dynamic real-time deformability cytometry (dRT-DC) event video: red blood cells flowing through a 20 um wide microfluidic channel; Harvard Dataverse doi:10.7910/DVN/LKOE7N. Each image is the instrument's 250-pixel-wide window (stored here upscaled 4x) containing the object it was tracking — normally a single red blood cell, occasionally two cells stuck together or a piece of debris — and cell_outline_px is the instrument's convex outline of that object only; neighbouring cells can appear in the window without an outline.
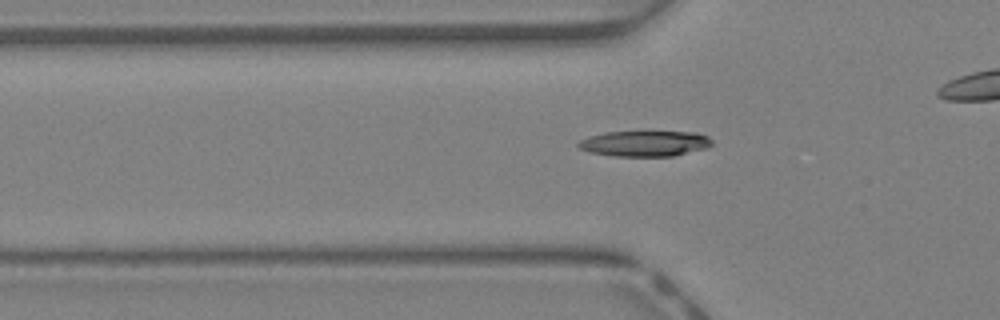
{"species": "Egyptian fruit bat (a non-hibernating species)", "species_latin": "Rousettus aegyptiacus", "temperature_condition": "warm", "stored_images_in_passage": 37, "camera_frame_rate_fps": 3000, "um_per_image_px": 0.085, "animal": {"sex": "female"}, "frame": {"image": 1, "passage_image": 15, "time_ms": 4.667, "image_size_px": [1000, 320], "cell_outline_px": [[712, 144], [708, 148], [672, 156], [612, 156], [588, 152], [580, 148], [576, 144], [580, 140], [588, 136], [604, 132], [696, 132], [708, 136], [712, 140]], "centroid_in_image_um": [54.8, 12.2], "position_along_channel_um": 71.0, "area_um2": 20.06}}
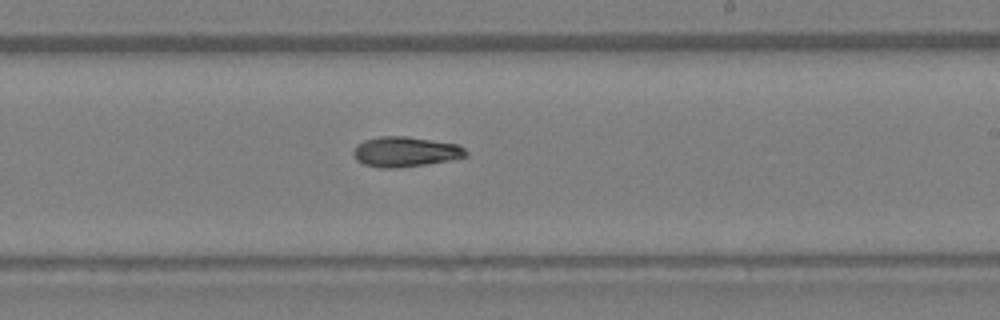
{"frame": {"image": 2, "passage_image": 27, "time_ms": 8.667, "image_size_px": [1000, 320], "cell_outline_px": [[468, 156], [448, 160], [424, 164], [396, 168], [380, 168], [364, 164], [356, 160], [352, 152], [364, 140], [380, 136], [408, 136], [456, 144], [464, 148], [468, 152]], "centroid_in_image_um": [34.45, 12.9], "position_along_channel_um": 254.6, "area_um2": 19.54}}
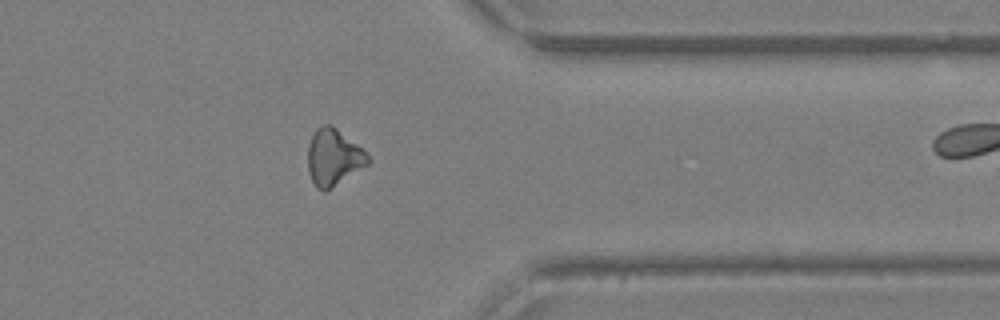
{"frame": {"image": 3, "passage_image": 36, "time_ms": 11.667, "image_size_px": [1000, 320], "cell_outline_px": [[372, 160], [368, 164], [324, 192], [316, 188], [308, 172], [308, 144], [316, 128], [320, 124], [332, 124], [356, 144]], "centroid_in_image_um": [28.31, 13.36], "position_along_channel_um": 383.1, "area_um2": 19.59}}